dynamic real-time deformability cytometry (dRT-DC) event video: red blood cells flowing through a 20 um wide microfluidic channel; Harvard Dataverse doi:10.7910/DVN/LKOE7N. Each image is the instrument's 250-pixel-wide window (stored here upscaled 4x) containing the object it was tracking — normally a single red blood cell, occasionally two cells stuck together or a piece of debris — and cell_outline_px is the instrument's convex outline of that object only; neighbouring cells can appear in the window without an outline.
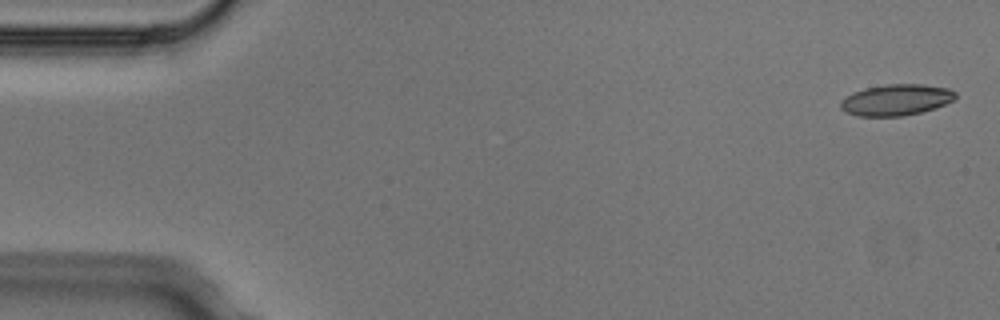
{"species": "Egyptian fruit bat (a non-hibernating species)", "species_latin": "Rousettus aegyptiacus", "temperature_condition": "cold", "stored_images_in_passage": 4, "camera_frame_rate_fps": 3000, "um_per_image_px": 0.085, "animal": {"sex": "male"}, "frame": {"image": 1, "passage_image": 1, "time_ms": 0.0, "image_size_px": [1000, 320], "cell_outline_px": [[956, 96], [952, 100], [936, 108], [920, 112], [900, 116], [856, 116], [844, 112], [840, 108], [840, 100], [852, 92], [884, 84], [920, 84], [948, 88], [956, 92]], "centroid_in_image_um": [76.13, 8.49], "position_along_channel_um": 8.9, "area_um2": 20.87}}